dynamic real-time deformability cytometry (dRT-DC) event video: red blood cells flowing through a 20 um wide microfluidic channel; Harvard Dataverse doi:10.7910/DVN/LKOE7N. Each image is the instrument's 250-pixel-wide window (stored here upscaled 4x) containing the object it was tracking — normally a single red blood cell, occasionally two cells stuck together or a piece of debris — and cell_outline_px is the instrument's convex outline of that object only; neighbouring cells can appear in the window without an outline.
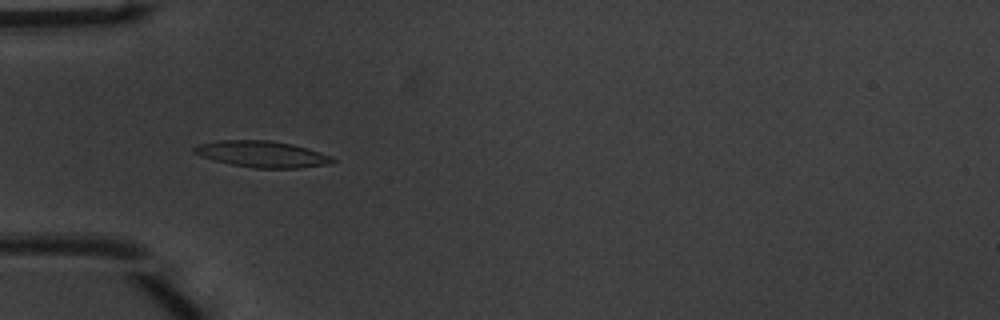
{"species": "common noctule bat (a hibernating species)", "species_latin": "Nyctalus noctula", "temperature_condition": "warm", "stored_images_in_passage": 37, "camera_frame_rate_fps": 3000, "um_per_image_px": 0.085, "animal": {"sex": "male", "body_mass_g": 20.1, "forearm_length_mm": 53.5}, "frame": {"image": 1, "passage_image": 3, "time_ms": 0.667, "image_size_px": [1000, 320], "cell_outline_px": [[336, 160], [328, 164], [300, 168], [252, 168], [232, 164], [200, 156], [192, 152], [192, 148], [200, 144], [220, 140], [272, 140], [292, 144], [308, 148], [332, 156]], "centroid_in_image_um": [22.29, 13.1], "position_along_channel_um": 62.7, "area_um2": 21.21}}
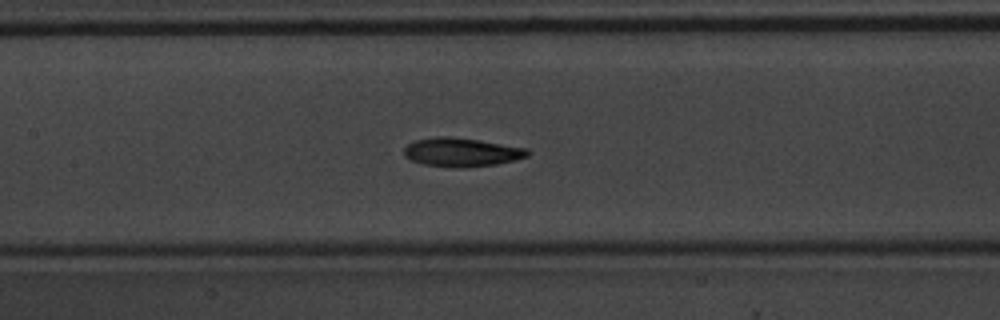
{"frame": {"image": 2, "passage_image": 11, "time_ms": 3.333, "image_size_px": [1000, 320], "cell_outline_px": [[528, 156], [496, 164], [424, 164], [408, 160], [404, 156], [404, 148], [408, 144], [416, 140], [436, 136], [448, 136], [476, 140], [528, 148]], "centroid_in_image_um": [39.18, 12.88], "position_along_channel_um": 168.2, "area_um2": 19.42}}
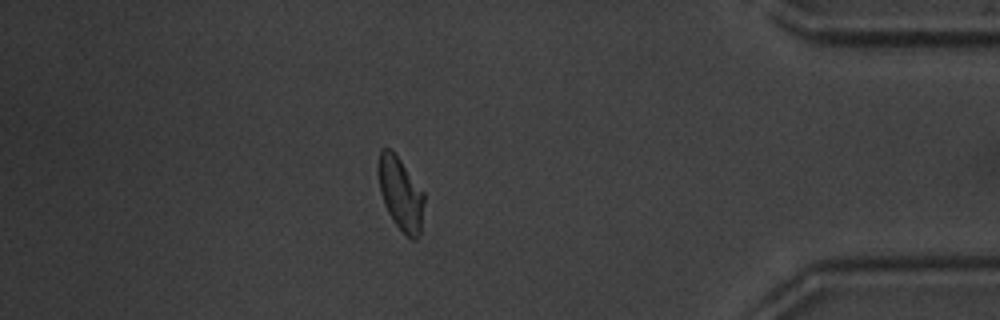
{"frame": {"image": 3, "passage_image": 31, "time_ms": 10.0, "image_size_px": [1000, 320], "cell_outline_px": [[424, 200], [420, 236], [416, 240], [412, 240], [396, 224], [388, 212], [384, 204], [380, 192], [376, 168], [376, 164], [380, 148], [388, 148], [400, 160], [424, 192]], "centroid_in_image_um": [34.02, 16.44], "position_along_channel_um": 401.2, "area_um2": 19.54}, "authors_computed_cell_mechanics": {"area_um2": 19.8832, "velocity_mm_per_s": 4.031, "shape_relaxation_time_tau1_ms": 2.7962, "shape_relaxation_time_tau2_ms": 2.8146, "deformation_change_tau1": 0.133, "deformation_change_tau2": 0.0761}}